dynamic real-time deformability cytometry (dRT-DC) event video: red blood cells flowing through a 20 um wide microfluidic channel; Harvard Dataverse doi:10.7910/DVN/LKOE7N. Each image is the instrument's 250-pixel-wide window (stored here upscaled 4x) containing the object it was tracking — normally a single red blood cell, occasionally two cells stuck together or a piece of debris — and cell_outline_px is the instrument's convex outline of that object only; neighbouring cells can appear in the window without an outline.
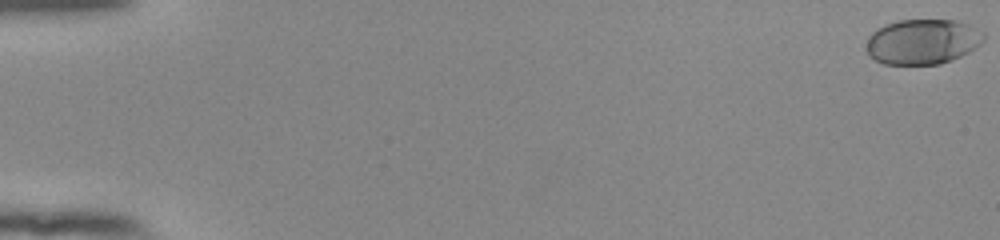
{"species": "human", "species_latin": "Homo sapiens", "temperature_condition": "room temperature", "stored_images_in_passage": 17, "camera_frame_rate_fps": 3000, "um_per_image_px": 0.085, "donor": {"sex": "female"}, "frame": {"image": 1, "passage_image": 1, "time_ms": 0.0, "image_size_px": [1000, 240], "cell_outline_px": [[984, 40], [976, 48], [952, 60], [940, 64], [884, 64], [868, 56], [864, 48], [868, 36], [876, 28], [884, 24], [896, 20], [956, 20], [968, 24], [984, 32]], "centroid_in_image_um": [78.38, 3.54], "position_along_channel_um": 6.6, "area_um2": 31.33}}
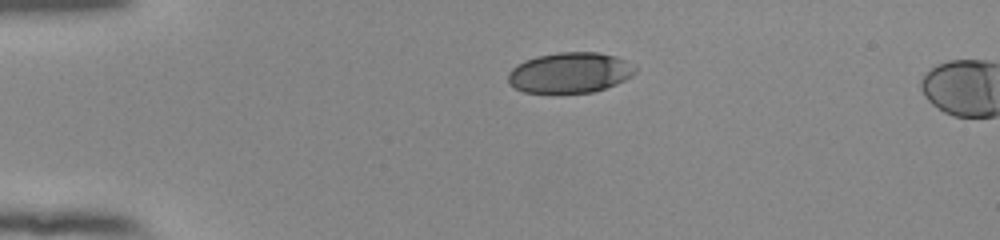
{"frame": {"image": 2, "passage_image": 14, "time_ms": 4.333, "image_size_px": [1000, 240], "cell_outline_px": [[636, 72], [632, 76], [616, 84], [592, 92], [524, 92], [508, 84], [508, 72], [516, 64], [524, 60], [536, 56], [556, 52], [596, 52], [616, 56], [624, 60], [636, 68]], "centroid_in_image_um": [48.41, 6.16], "position_along_channel_um": 36.6, "area_um2": 29.94}}